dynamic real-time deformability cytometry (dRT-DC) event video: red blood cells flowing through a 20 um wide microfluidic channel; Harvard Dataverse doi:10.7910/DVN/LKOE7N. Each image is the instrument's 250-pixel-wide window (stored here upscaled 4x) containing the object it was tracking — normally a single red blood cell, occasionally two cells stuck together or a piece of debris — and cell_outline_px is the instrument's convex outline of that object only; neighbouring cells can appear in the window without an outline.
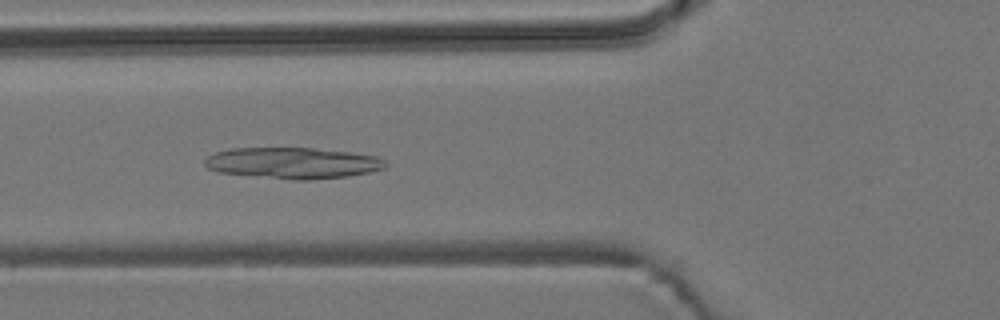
{"species": "common noctule bat (a hibernating species)", "species_latin": "Nyctalus noctula", "temperature_condition": "room temperature", "stored_images_in_passage": 6, "camera_frame_rate_fps": 3000, "um_per_image_px": 0.085, "animal": {"sex": "male", "body_mass_g": 19.2, "forearm_length_mm": 51.8}, "frame": {"image": 1, "passage_image": 5, "time_ms": 1.333, "image_size_px": [1000, 320], "cell_outline_px": [[388, 164], [384, 168], [368, 172], [348, 176], [308, 180], [296, 180], [220, 172], [208, 168], [204, 164], [204, 160], [208, 156], [216, 152], [232, 148], [312, 148], [348, 152], [376, 156], [384, 160]], "centroid_in_image_um": [24.89, 13.85], "position_along_channel_um": 100.9, "area_um2": 32.48}}
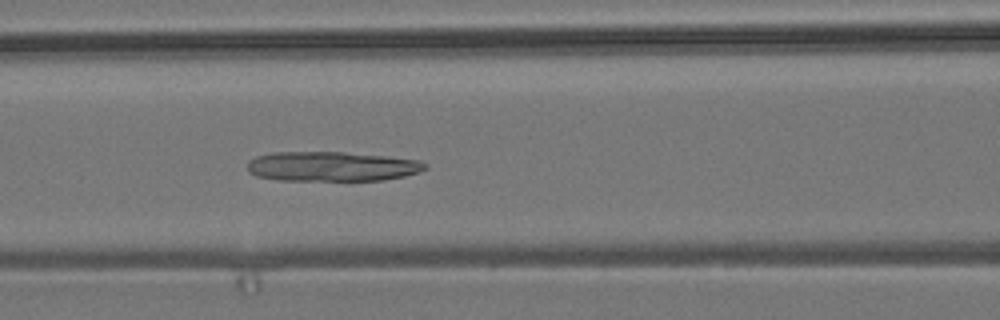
{"frame": {"image": 2, "passage_image": 6, "time_ms": 1.667, "image_size_px": [1000, 320], "cell_outline_px": [[428, 168], [420, 172], [404, 176], [384, 180], [280, 180], [256, 176], [248, 172], [248, 160], [256, 156], [272, 152], [344, 152], [384, 156], [420, 160], [428, 164]], "centroid_in_image_um": [28.21, 14.14], "position_along_channel_um": 138.4, "area_um2": 30.87}}